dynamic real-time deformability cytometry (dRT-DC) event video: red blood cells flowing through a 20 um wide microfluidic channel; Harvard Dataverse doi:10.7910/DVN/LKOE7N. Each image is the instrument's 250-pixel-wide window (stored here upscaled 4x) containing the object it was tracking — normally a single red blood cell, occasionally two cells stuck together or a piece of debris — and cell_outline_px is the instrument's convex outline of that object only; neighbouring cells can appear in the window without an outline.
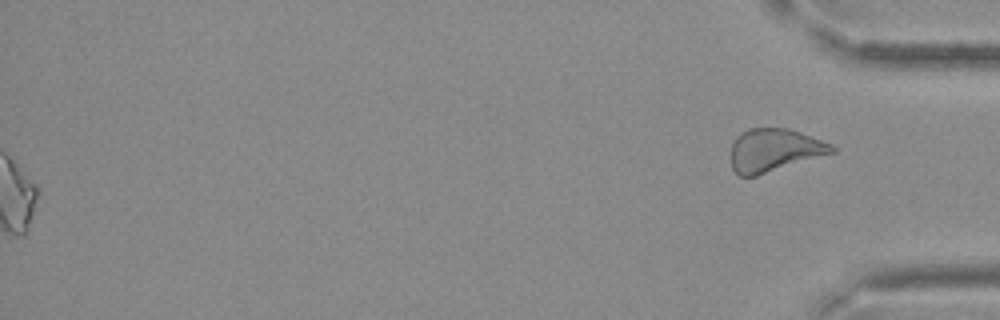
{"species": "Egyptian fruit bat (a non-hibernating species)", "species_latin": "Rousettus aegyptiacus", "temperature_condition": "cold", "stored_images_in_passage": 28, "segment_of_instrument_passage": [2, 2], "camera_frame_rate_fps": 3000, "um_per_image_px": 0.085, "frame": {"image": 1, "passage_image": 28, "time_ms": 9.0, "image_size_px": [1000, 320], "cell_outline_px": [[836, 152], [756, 176], [740, 176], [732, 168], [732, 144], [736, 136], [748, 128], [788, 128], [800, 132], [832, 144], [836, 148]], "centroid_in_image_um": [65.83, 12.76], "position_along_channel_um": 369.4, "area_um2": 25.2}}